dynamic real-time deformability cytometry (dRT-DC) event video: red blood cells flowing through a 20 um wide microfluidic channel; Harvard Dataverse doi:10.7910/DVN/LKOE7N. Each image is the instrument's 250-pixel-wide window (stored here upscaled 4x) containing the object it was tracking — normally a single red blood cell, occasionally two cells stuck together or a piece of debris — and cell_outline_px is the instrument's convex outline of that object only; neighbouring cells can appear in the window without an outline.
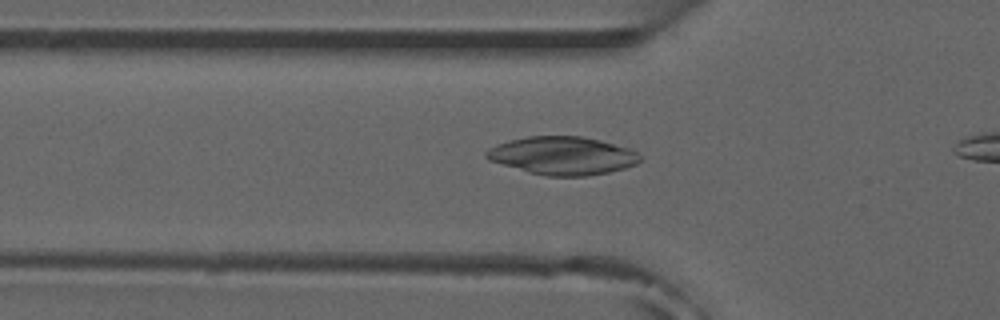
{"species": "common noctule bat (a hibernating species)", "species_latin": "Nyctalus noctula", "temperature_condition": "room temperature", "stored_images_in_passage": 7, "camera_frame_rate_fps": 3000, "um_per_image_px": 0.085, "animal": {"sex": "male", "forearm_length_mm": 52.5}, "frame": {"image": 1, "passage_image": 5, "time_ms": 1.333, "image_size_px": [1000, 320], "cell_outline_px": [[640, 160], [636, 164], [624, 168], [608, 172], [588, 176], [548, 176], [528, 172], [488, 160], [484, 156], [484, 152], [488, 148], [496, 144], [528, 136], [580, 136], [600, 140], [628, 148], [636, 152], [640, 156]], "centroid_in_image_um": [47.78, 13.23], "position_along_channel_um": 78.0, "area_um2": 33.99}}